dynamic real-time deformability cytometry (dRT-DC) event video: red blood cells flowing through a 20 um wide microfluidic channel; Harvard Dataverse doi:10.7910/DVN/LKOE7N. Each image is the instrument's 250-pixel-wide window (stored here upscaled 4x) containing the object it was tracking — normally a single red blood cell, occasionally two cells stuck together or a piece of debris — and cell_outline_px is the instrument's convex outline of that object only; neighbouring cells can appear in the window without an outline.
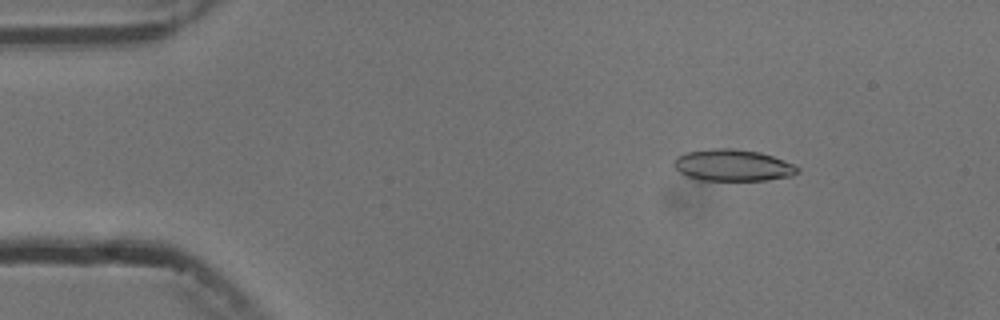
{"species": "common noctule bat (a hibernating species)", "species_latin": "Nyctalus noctula", "temperature_condition": "cold", "stored_images_in_passage": 6, "camera_frame_rate_fps": 3000, "um_per_image_px": 0.085, "animal": {"sex": "male", "body_mass_g": 13.3}, "frame": {"image": 1, "passage_image": 3, "time_ms": 2.333, "image_size_px": [1000, 320], "cell_outline_px": [[800, 172], [792, 176], [768, 180], [700, 180], [688, 176], [680, 172], [672, 164], [672, 160], [676, 156], [688, 152], [712, 148], [732, 148], [760, 152], [796, 164], [800, 168]], "centroid_in_image_um": [62.31, 14.04], "position_along_channel_um": 22.7, "area_um2": 23.0}}
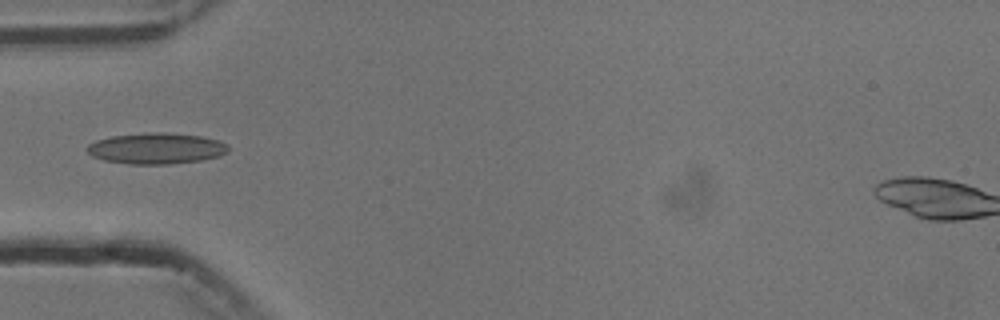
{"frame": {"image": 2, "passage_image": 6, "time_ms": 5.667, "image_size_px": [1000, 320], "cell_outline_px": [[228, 152], [220, 156], [200, 160], [168, 164], [128, 164], [104, 160], [92, 156], [84, 148], [88, 144], [96, 140], [112, 136], [148, 132], [160, 132], [200, 136], [216, 140], [224, 144], [228, 148]], "centroid_in_image_um": [13.22, 12.62], "position_along_channel_um": 71.8, "area_um2": 25.37}}